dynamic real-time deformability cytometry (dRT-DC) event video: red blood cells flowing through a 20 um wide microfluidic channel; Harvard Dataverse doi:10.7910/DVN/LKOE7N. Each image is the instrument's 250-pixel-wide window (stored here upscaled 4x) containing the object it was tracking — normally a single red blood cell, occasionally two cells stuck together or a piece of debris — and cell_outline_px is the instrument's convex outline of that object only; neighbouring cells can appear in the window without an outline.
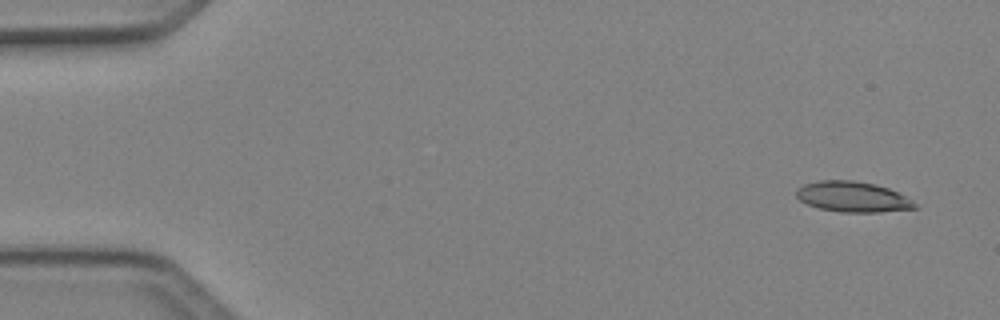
{"species": "Egyptian fruit bat (a non-hibernating species)", "species_latin": "Rousettus aegyptiacus", "temperature_condition": "cold", "stored_images_in_passage": 6, "camera_frame_rate_fps": 3000, "um_per_image_px": 0.085, "animal": {"sex": "female"}, "frame": {"image": 1, "passage_image": 1, "time_ms": 0.0, "image_size_px": [1000, 320], "cell_outline_px": [[916, 208], [880, 212], [840, 212], [820, 208], [808, 204], [800, 200], [796, 196], [796, 188], [804, 184], [820, 180], [852, 180], [876, 184], [888, 188], [912, 200], [916, 204]], "centroid_in_image_um": [72.45, 16.72], "position_along_channel_um": 12.5, "area_um2": 20.92}}
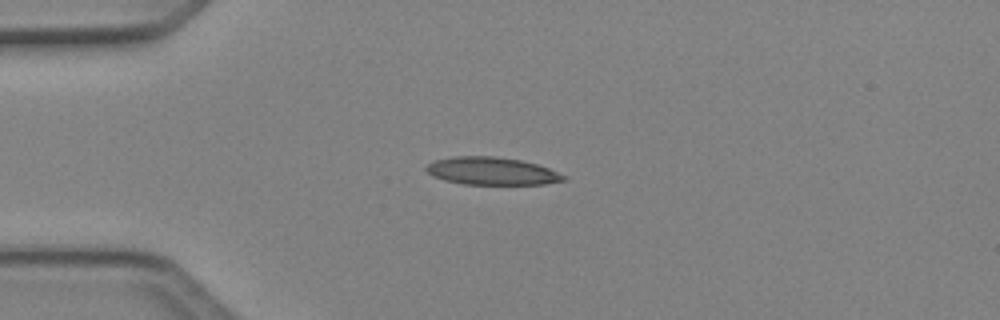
{"frame": {"image": 2, "passage_image": 4, "time_ms": 1.0, "image_size_px": [1000, 320], "cell_outline_px": [[568, 180], [544, 184], [464, 184], [444, 180], [432, 176], [424, 168], [428, 164], [436, 160], [456, 156], [496, 156], [520, 160], [536, 164], [548, 168], [568, 176]], "centroid_in_image_um": [41.83, 14.54], "position_along_channel_um": 43.2, "area_um2": 22.14}}
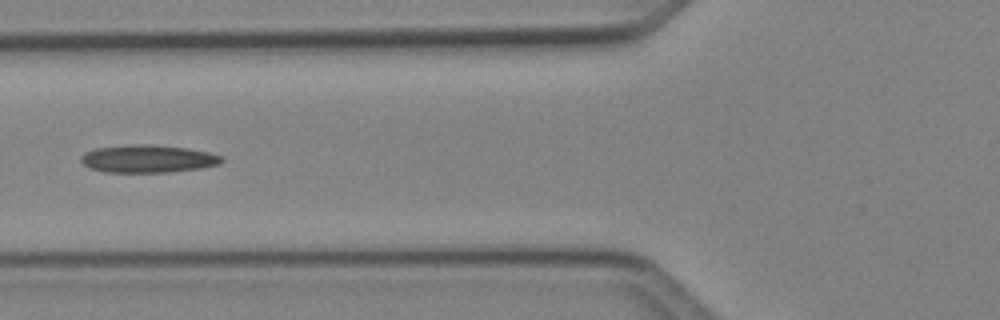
{"frame": {"image": 3, "passage_image": 6, "time_ms": 1.667, "image_size_px": [1000, 320], "cell_outline_px": [[224, 160], [220, 164], [204, 168], [168, 172], [104, 172], [92, 168], [84, 164], [80, 160], [80, 156], [84, 152], [96, 148], [132, 144], [152, 144], [188, 148], [208, 152], [220, 156]], "centroid_in_image_um": [12.58, 13.49], "position_along_channel_um": 113.2, "area_um2": 22.83}}